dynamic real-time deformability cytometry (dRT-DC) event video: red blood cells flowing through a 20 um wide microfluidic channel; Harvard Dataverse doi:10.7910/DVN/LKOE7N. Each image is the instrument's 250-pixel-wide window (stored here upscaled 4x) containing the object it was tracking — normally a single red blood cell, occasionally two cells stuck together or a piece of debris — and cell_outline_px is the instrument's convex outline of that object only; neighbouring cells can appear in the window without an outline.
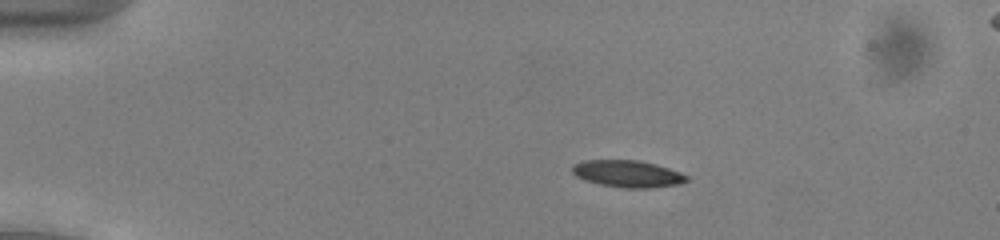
{"species": "common noctule bat (a hibernating species)", "species_latin": "Nyctalus noctula", "temperature_condition": "cold", "stored_images_in_passage": 48, "camera_frame_rate_fps": 3000, "um_per_image_px": 0.085, "animal": {"sex": "male", "body_mass_g": 13.0, "forearm_length_mm": 53.1}, "frame": {"image": 1, "passage_image": 6, "time_ms": 1.667, "image_size_px": [1000, 240], "cell_outline_px": [[688, 180], [680, 184], [648, 188], [624, 188], [600, 184], [584, 180], [576, 176], [572, 172], [572, 164], [584, 160], [640, 160], [656, 164], [680, 172], [688, 176]], "centroid_in_image_um": [53.34, 14.76], "position_along_channel_um": 31.7, "area_um2": 18.03}}
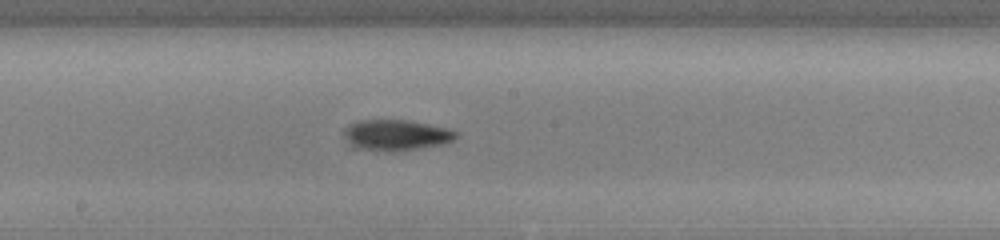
{"frame": {"image": 2, "passage_image": 25, "time_ms": 8.0, "image_size_px": [1000, 240], "cell_outline_px": [[456, 136], [452, 140], [444, 144], [392, 152], [360, 148], [352, 144], [348, 140], [344, 128], [348, 124], [356, 120], [408, 120], [448, 128], [456, 132]], "centroid_in_image_um": [33.68, 11.46], "position_along_channel_um": 214.5, "area_um2": 19.77}}
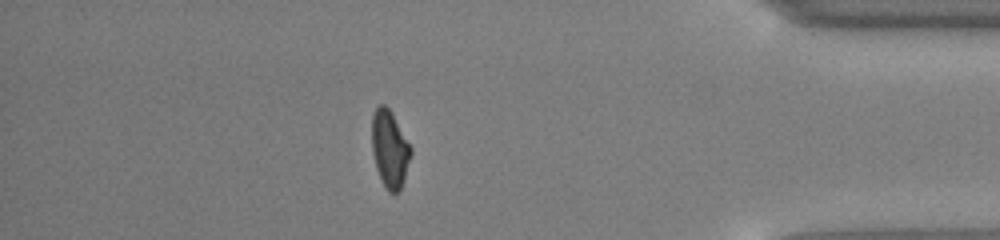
{"frame": {"image": 3, "passage_image": 42, "time_ms": 13.667, "image_size_px": [1000, 240], "cell_outline_px": [[412, 156], [400, 192], [388, 192], [376, 168], [372, 152], [372, 112], [380, 104], [384, 104], [392, 112], [412, 148]], "centroid_in_image_um": [33.14, 12.65], "position_along_channel_um": 402.1, "area_um2": 17.69}, "authors_computed_cell_mechanics": {"area_um2": 18.1781, "velocity_mm_per_s": 3.912, "shape_relaxation_time_tau1_ms": 2.772, "shape_relaxation_time_tau2_ms": 4.784, "deformation_change_tau1": 0.1269, "deformation_change_tau2": 0.0868}}